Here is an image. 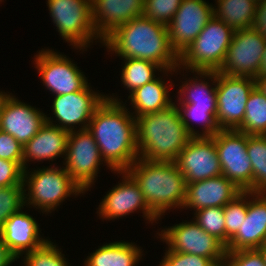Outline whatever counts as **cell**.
I'll return each instance as SVG.
<instances>
[{
	"instance_id": "obj_10",
	"label": "cell",
	"mask_w": 266,
	"mask_h": 266,
	"mask_svg": "<svg viewBox=\"0 0 266 266\" xmlns=\"http://www.w3.org/2000/svg\"><path fill=\"white\" fill-rule=\"evenodd\" d=\"M64 162L65 170L85 192L94 185L104 160L88 129L69 132Z\"/></svg>"
},
{
	"instance_id": "obj_37",
	"label": "cell",
	"mask_w": 266,
	"mask_h": 266,
	"mask_svg": "<svg viewBox=\"0 0 266 266\" xmlns=\"http://www.w3.org/2000/svg\"><path fill=\"white\" fill-rule=\"evenodd\" d=\"M159 266H217L210 258L166 250Z\"/></svg>"
},
{
	"instance_id": "obj_42",
	"label": "cell",
	"mask_w": 266,
	"mask_h": 266,
	"mask_svg": "<svg viewBox=\"0 0 266 266\" xmlns=\"http://www.w3.org/2000/svg\"><path fill=\"white\" fill-rule=\"evenodd\" d=\"M17 261L15 257L9 252L7 246L0 236V266H10L13 262Z\"/></svg>"
},
{
	"instance_id": "obj_24",
	"label": "cell",
	"mask_w": 266,
	"mask_h": 266,
	"mask_svg": "<svg viewBox=\"0 0 266 266\" xmlns=\"http://www.w3.org/2000/svg\"><path fill=\"white\" fill-rule=\"evenodd\" d=\"M193 73V77L182 82L178 89L177 108H201L207 110H217V71H188ZM197 76H196V74ZM203 78L213 81H205ZM202 79V80H201ZM214 85V87L212 86ZM179 96V97H178Z\"/></svg>"
},
{
	"instance_id": "obj_14",
	"label": "cell",
	"mask_w": 266,
	"mask_h": 266,
	"mask_svg": "<svg viewBox=\"0 0 266 266\" xmlns=\"http://www.w3.org/2000/svg\"><path fill=\"white\" fill-rule=\"evenodd\" d=\"M89 86L87 84L80 91L55 96L52 103L55 116L46 115V122L69 132L78 130L77 125L80 126L79 130L88 129L94 111L106 98L105 94H100ZM53 117L56 118L55 121L52 120Z\"/></svg>"
},
{
	"instance_id": "obj_35",
	"label": "cell",
	"mask_w": 266,
	"mask_h": 266,
	"mask_svg": "<svg viewBox=\"0 0 266 266\" xmlns=\"http://www.w3.org/2000/svg\"><path fill=\"white\" fill-rule=\"evenodd\" d=\"M24 189L23 184L0 187V230L12 214L24 209Z\"/></svg>"
},
{
	"instance_id": "obj_20",
	"label": "cell",
	"mask_w": 266,
	"mask_h": 266,
	"mask_svg": "<svg viewBox=\"0 0 266 266\" xmlns=\"http://www.w3.org/2000/svg\"><path fill=\"white\" fill-rule=\"evenodd\" d=\"M186 184V197L182 209L191 208L195 211L207 207H224L242 192L223 175Z\"/></svg>"
},
{
	"instance_id": "obj_9",
	"label": "cell",
	"mask_w": 266,
	"mask_h": 266,
	"mask_svg": "<svg viewBox=\"0 0 266 266\" xmlns=\"http://www.w3.org/2000/svg\"><path fill=\"white\" fill-rule=\"evenodd\" d=\"M222 175L240 190L253 192V171L247 154V134L238 130H220L213 137Z\"/></svg>"
},
{
	"instance_id": "obj_47",
	"label": "cell",
	"mask_w": 266,
	"mask_h": 266,
	"mask_svg": "<svg viewBox=\"0 0 266 266\" xmlns=\"http://www.w3.org/2000/svg\"><path fill=\"white\" fill-rule=\"evenodd\" d=\"M252 1H254V2H256V3H259L261 0H252Z\"/></svg>"
},
{
	"instance_id": "obj_43",
	"label": "cell",
	"mask_w": 266,
	"mask_h": 266,
	"mask_svg": "<svg viewBox=\"0 0 266 266\" xmlns=\"http://www.w3.org/2000/svg\"><path fill=\"white\" fill-rule=\"evenodd\" d=\"M256 87L266 95V74L255 78Z\"/></svg>"
},
{
	"instance_id": "obj_2",
	"label": "cell",
	"mask_w": 266,
	"mask_h": 266,
	"mask_svg": "<svg viewBox=\"0 0 266 266\" xmlns=\"http://www.w3.org/2000/svg\"><path fill=\"white\" fill-rule=\"evenodd\" d=\"M102 44L107 52H115L121 60H148L165 71L179 67V56L171 48L167 26L143 15L116 27Z\"/></svg>"
},
{
	"instance_id": "obj_36",
	"label": "cell",
	"mask_w": 266,
	"mask_h": 266,
	"mask_svg": "<svg viewBox=\"0 0 266 266\" xmlns=\"http://www.w3.org/2000/svg\"><path fill=\"white\" fill-rule=\"evenodd\" d=\"M181 2L182 0H144L142 15L167 26Z\"/></svg>"
},
{
	"instance_id": "obj_46",
	"label": "cell",
	"mask_w": 266,
	"mask_h": 266,
	"mask_svg": "<svg viewBox=\"0 0 266 266\" xmlns=\"http://www.w3.org/2000/svg\"><path fill=\"white\" fill-rule=\"evenodd\" d=\"M259 250L263 254V257H264V260H265V264H266V243L261 248H259Z\"/></svg>"
},
{
	"instance_id": "obj_6",
	"label": "cell",
	"mask_w": 266,
	"mask_h": 266,
	"mask_svg": "<svg viewBox=\"0 0 266 266\" xmlns=\"http://www.w3.org/2000/svg\"><path fill=\"white\" fill-rule=\"evenodd\" d=\"M234 30L213 16L190 46L179 56V67L188 71H218L230 46Z\"/></svg>"
},
{
	"instance_id": "obj_25",
	"label": "cell",
	"mask_w": 266,
	"mask_h": 266,
	"mask_svg": "<svg viewBox=\"0 0 266 266\" xmlns=\"http://www.w3.org/2000/svg\"><path fill=\"white\" fill-rule=\"evenodd\" d=\"M162 78L157 77L129 94L128 100L134 109L131 114L135 118L164 110L174 103L169 95L173 83L167 84Z\"/></svg>"
},
{
	"instance_id": "obj_21",
	"label": "cell",
	"mask_w": 266,
	"mask_h": 266,
	"mask_svg": "<svg viewBox=\"0 0 266 266\" xmlns=\"http://www.w3.org/2000/svg\"><path fill=\"white\" fill-rule=\"evenodd\" d=\"M39 224L33 216L21 210L12 214L0 230L9 252L19 259L23 254L41 246L47 239L40 235Z\"/></svg>"
},
{
	"instance_id": "obj_17",
	"label": "cell",
	"mask_w": 266,
	"mask_h": 266,
	"mask_svg": "<svg viewBox=\"0 0 266 266\" xmlns=\"http://www.w3.org/2000/svg\"><path fill=\"white\" fill-rule=\"evenodd\" d=\"M174 163L185 177L186 183L222 175L217 148L212 137H192Z\"/></svg>"
},
{
	"instance_id": "obj_29",
	"label": "cell",
	"mask_w": 266,
	"mask_h": 266,
	"mask_svg": "<svg viewBox=\"0 0 266 266\" xmlns=\"http://www.w3.org/2000/svg\"><path fill=\"white\" fill-rule=\"evenodd\" d=\"M237 130L247 135H266V95L257 87L248 97L244 120Z\"/></svg>"
},
{
	"instance_id": "obj_33",
	"label": "cell",
	"mask_w": 266,
	"mask_h": 266,
	"mask_svg": "<svg viewBox=\"0 0 266 266\" xmlns=\"http://www.w3.org/2000/svg\"><path fill=\"white\" fill-rule=\"evenodd\" d=\"M24 256L25 266H70L57 244L47 239L41 246Z\"/></svg>"
},
{
	"instance_id": "obj_4",
	"label": "cell",
	"mask_w": 266,
	"mask_h": 266,
	"mask_svg": "<svg viewBox=\"0 0 266 266\" xmlns=\"http://www.w3.org/2000/svg\"><path fill=\"white\" fill-rule=\"evenodd\" d=\"M126 172L138 184L149 208L159 219L170 209H182L187 184L174 162L138 158Z\"/></svg>"
},
{
	"instance_id": "obj_22",
	"label": "cell",
	"mask_w": 266,
	"mask_h": 266,
	"mask_svg": "<svg viewBox=\"0 0 266 266\" xmlns=\"http://www.w3.org/2000/svg\"><path fill=\"white\" fill-rule=\"evenodd\" d=\"M92 18L100 41L116 27L142 16L144 0H91Z\"/></svg>"
},
{
	"instance_id": "obj_8",
	"label": "cell",
	"mask_w": 266,
	"mask_h": 266,
	"mask_svg": "<svg viewBox=\"0 0 266 266\" xmlns=\"http://www.w3.org/2000/svg\"><path fill=\"white\" fill-rule=\"evenodd\" d=\"M156 235L168 245V250L210 258L217 266H224L226 246L194 220L168 226Z\"/></svg>"
},
{
	"instance_id": "obj_30",
	"label": "cell",
	"mask_w": 266,
	"mask_h": 266,
	"mask_svg": "<svg viewBox=\"0 0 266 266\" xmlns=\"http://www.w3.org/2000/svg\"><path fill=\"white\" fill-rule=\"evenodd\" d=\"M247 154L253 171V192L266 193V135H247Z\"/></svg>"
},
{
	"instance_id": "obj_19",
	"label": "cell",
	"mask_w": 266,
	"mask_h": 266,
	"mask_svg": "<svg viewBox=\"0 0 266 266\" xmlns=\"http://www.w3.org/2000/svg\"><path fill=\"white\" fill-rule=\"evenodd\" d=\"M46 122V115L36 107L11 95L0 114V130L25 145Z\"/></svg>"
},
{
	"instance_id": "obj_12",
	"label": "cell",
	"mask_w": 266,
	"mask_h": 266,
	"mask_svg": "<svg viewBox=\"0 0 266 266\" xmlns=\"http://www.w3.org/2000/svg\"><path fill=\"white\" fill-rule=\"evenodd\" d=\"M265 43L266 38L253 27L234 31L225 60L217 72L255 79L261 66Z\"/></svg>"
},
{
	"instance_id": "obj_34",
	"label": "cell",
	"mask_w": 266,
	"mask_h": 266,
	"mask_svg": "<svg viewBox=\"0 0 266 266\" xmlns=\"http://www.w3.org/2000/svg\"><path fill=\"white\" fill-rule=\"evenodd\" d=\"M194 221L225 245L224 207H207L194 212Z\"/></svg>"
},
{
	"instance_id": "obj_39",
	"label": "cell",
	"mask_w": 266,
	"mask_h": 266,
	"mask_svg": "<svg viewBox=\"0 0 266 266\" xmlns=\"http://www.w3.org/2000/svg\"><path fill=\"white\" fill-rule=\"evenodd\" d=\"M23 172L18 162L0 158V187L23 184Z\"/></svg>"
},
{
	"instance_id": "obj_27",
	"label": "cell",
	"mask_w": 266,
	"mask_h": 266,
	"mask_svg": "<svg viewBox=\"0 0 266 266\" xmlns=\"http://www.w3.org/2000/svg\"><path fill=\"white\" fill-rule=\"evenodd\" d=\"M214 16L234 31L252 28L258 3L252 0H215Z\"/></svg>"
},
{
	"instance_id": "obj_11",
	"label": "cell",
	"mask_w": 266,
	"mask_h": 266,
	"mask_svg": "<svg viewBox=\"0 0 266 266\" xmlns=\"http://www.w3.org/2000/svg\"><path fill=\"white\" fill-rule=\"evenodd\" d=\"M34 57L43 85L54 96L80 91L90 84L82 70L60 52L42 48Z\"/></svg>"
},
{
	"instance_id": "obj_13",
	"label": "cell",
	"mask_w": 266,
	"mask_h": 266,
	"mask_svg": "<svg viewBox=\"0 0 266 266\" xmlns=\"http://www.w3.org/2000/svg\"><path fill=\"white\" fill-rule=\"evenodd\" d=\"M217 113L221 130H237L244 120L246 103L256 87L255 79L217 72Z\"/></svg>"
},
{
	"instance_id": "obj_1",
	"label": "cell",
	"mask_w": 266,
	"mask_h": 266,
	"mask_svg": "<svg viewBox=\"0 0 266 266\" xmlns=\"http://www.w3.org/2000/svg\"><path fill=\"white\" fill-rule=\"evenodd\" d=\"M120 100L106 95L88 126L111 172L126 171L139 158L136 119Z\"/></svg>"
},
{
	"instance_id": "obj_31",
	"label": "cell",
	"mask_w": 266,
	"mask_h": 266,
	"mask_svg": "<svg viewBox=\"0 0 266 266\" xmlns=\"http://www.w3.org/2000/svg\"><path fill=\"white\" fill-rule=\"evenodd\" d=\"M178 110L182 123L192 137H213L221 130L216 118L217 110L201 108H178ZM189 121L200 123L203 133L201 131L199 133V130L196 131Z\"/></svg>"
},
{
	"instance_id": "obj_3",
	"label": "cell",
	"mask_w": 266,
	"mask_h": 266,
	"mask_svg": "<svg viewBox=\"0 0 266 266\" xmlns=\"http://www.w3.org/2000/svg\"><path fill=\"white\" fill-rule=\"evenodd\" d=\"M136 119L139 158L174 162L192 136L182 123L175 102L168 108Z\"/></svg>"
},
{
	"instance_id": "obj_38",
	"label": "cell",
	"mask_w": 266,
	"mask_h": 266,
	"mask_svg": "<svg viewBox=\"0 0 266 266\" xmlns=\"http://www.w3.org/2000/svg\"><path fill=\"white\" fill-rule=\"evenodd\" d=\"M224 266H266L259 249L238 250L226 253Z\"/></svg>"
},
{
	"instance_id": "obj_15",
	"label": "cell",
	"mask_w": 266,
	"mask_h": 266,
	"mask_svg": "<svg viewBox=\"0 0 266 266\" xmlns=\"http://www.w3.org/2000/svg\"><path fill=\"white\" fill-rule=\"evenodd\" d=\"M122 174V180L103 197L98 207V216L103 220H114L141 210L149 223L160 220L149 208L138 184L126 171H114Z\"/></svg>"
},
{
	"instance_id": "obj_44",
	"label": "cell",
	"mask_w": 266,
	"mask_h": 266,
	"mask_svg": "<svg viewBox=\"0 0 266 266\" xmlns=\"http://www.w3.org/2000/svg\"><path fill=\"white\" fill-rule=\"evenodd\" d=\"M11 95L12 93L10 94V92L0 91V114L2 113L4 106Z\"/></svg>"
},
{
	"instance_id": "obj_16",
	"label": "cell",
	"mask_w": 266,
	"mask_h": 266,
	"mask_svg": "<svg viewBox=\"0 0 266 266\" xmlns=\"http://www.w3.org/2000/svg\"><path fill=\"white\" fill-rule=\"evenodd\" d=\"M212 4L206 0H182L167 25L171 48L180 56L214 16Z\"/></svg>"
},
{
	"instance_id": "obj_28",
	"label": "cell",
	"mask_w": 266,
	"mask_h": 266,
	"mask_svg": "<svg viewBox=\"0 0 266 266\" xmlns=\"http://www.w3.org/2000/svg\"><path fill=\"white\" fill-rule=\"evenodd\" d=\"M123 60L125 64L122 66L121 81L123 86L129 90V93L154 80L157 77L155 75L157 70L158 72H163V75L165 73L168 76L169 73L174 74V72L176 73L182 69L178 67L176 70L165 71L159 65L148 60L135 58H125Z\"/></svg>"
},
{
	"instance_id": "obj_18",
	"label": "cell",
	"mask_w": 266,
	"mask_h": 266,
	"mask_svg": "<svg viewBox=\"0 0 266 266\" xmlns=\"http://www.w3.org/2000/svg\"><path fill=\"white\" fill-rule=\"evenodd\" d=\"M266 243V193L248 191L247 215L226 252L259 249Z\"/></svg>"
},
{
	"instance_id": "obj_40",
	"label": "cell",
	"mask_w": 266,
	"mask_h": 266,
	"mask_svg": "<svg viewBox=\"0 0 266 266\" xmlns=\"http://www.w3.org/2000/svg\"><path fill=\"white\" fill-rule=\"evenodd\" d=\"M23 145L13 136L0 130V158L16 161L22 166Z\"/></svg>"
},
{
	"instance_id": "obj_41",
	"label": "cell",
	"mask_w": 266,
	"mask_h": 266,
	"mask_svg": "<svg viewBox=\"0 0 266 266\" xmlns=\"http://www.w3.org/2000/svg\"><path fill=\"white\" fill-rule=\"evenodd\" d=\"M253 28L266 38V0H261L257 5Z\"/></svg>"
},
{
	"instance_id": "obj_26",
	"label": "cell",
	"mask_w": 266,
	"mask_h": 266,
	"mask_svg": "<svg viewBox=\"0 0 266 266\" xmlns=\"http://www.w3.org/2000/svg\"><path fill=\"white\" fill-rule=\"evenodd\" d=\"M126 241L103 244L87 256L85 266H136L142 258V248ZM136 264V265H135Z\"/></svg>"
},
{
	"instance_id": "obj_32",
	"label": "cell",
	"mask_w": 266,
	"mask_h": 266,
	"mask_svg": "<svg viewBox=\"0 0 266 266\" xmlns=\"http://www.w3.org/2000/svg\"><path fill=\"white\" fill-rule=\"evenodd\" d=\"M248 208V191H242L232 201L224 206L225 246L238 232L245 220Z\"/></svg>"
},
{
	"instance_id": "obj_5",
	"label": "cell",
	"mask_w": 266,
	"mask_h": 266,
	"mask_svg": "<svg viewBox=\"0 0 266 266\" xmlns=\"http://www.w3.org/2000/svg\"><path fill=\"white\" fill-rule=\"evenodd\" d=\"M28 171L23 172L25 206L31 205L42 213H52L70 195L76 197L85 193L63 166L53 165L34 169L31 173Z\"/></svg>"
},
{
	"instance_id": "obj_7",
	"label": "cell",
	"mask_w": 266,
	"mask_h": 266,
	"mask_svg": "<svg viewBox=\"0 0 266 266\" xmlns=\"http://www.w3.org/2000/svg\"><path fill=\"white\" fill-rule=\"evenodd\" d=\"M47 6L59 35L73 48L85 51L97 39L102 44L94 27L91 0H47Z\"/></svg>"
},
{
	"instance_id": "obj_23",
	"label": "cell",
	"mask_w": 266,
	"mask_h": 266,
	"mask_svg": "<svg viewBox=\"0 0 266 266\" xmlns=\"http://www.w3.org/2000/svg\"><path fill=\"white\" fill-rule=\"evenodd\" d=\"M68 135L69 131L45 122L39 132L23 146V170L28 169L30 161L53 162L58 156L65 159Z\"/></svg>"
},
{
	"instance_id": "obj_45",
	"label": "cell",
	"mask_w": 266,
	"mask_h": 266,
	"mask_svg": "<svg viewBox=\"0 0 266 266\" xmlns=\"http://www.w3.org/2000/svg\"><path fill=\"white\" fill-rule=\"evenodd\" d=\"M265 74H266V43H265V47H264V53H263L261 66H260V69L258 71V76H262Z\"/></svg>"
}]
</instances>
